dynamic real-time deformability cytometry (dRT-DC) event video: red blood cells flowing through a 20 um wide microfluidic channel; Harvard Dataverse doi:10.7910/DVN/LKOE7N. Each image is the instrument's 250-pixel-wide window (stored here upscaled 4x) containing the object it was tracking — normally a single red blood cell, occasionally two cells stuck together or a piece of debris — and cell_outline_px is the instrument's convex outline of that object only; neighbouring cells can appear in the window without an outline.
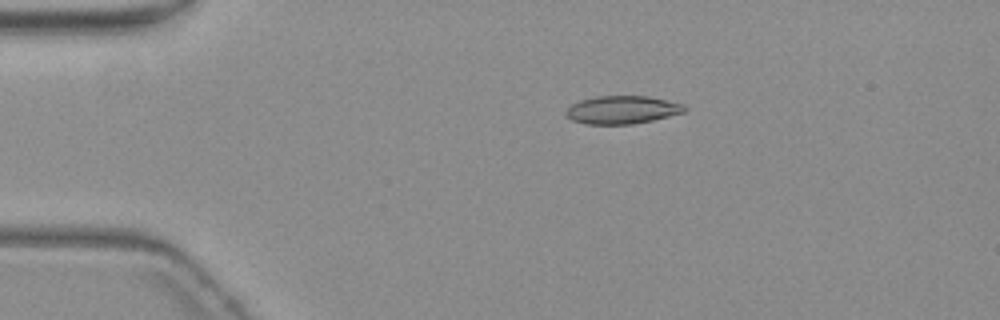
{"species": "common noctule bat (a hibernating species)", "species_latin": "Nyctalus noctula", "temperature_condition": "warm", "stored_images_in_passage": 9, "camera_frame_rate_fps": 3000, "um_per_image_px": 0.085, "animal": {"sex": "female", "body_mass_g": 19.3, "forearm_length_mm": 54.1}, "frame": {"image": 1, "passage_image": 4, "time_ms": 3.667, "image_size_px": [1000, 320], "cell_outline_px": [[688, 108], [684, 112], [652, 120], [632, 124], [588, 124], [572, 120], [564, 116], [564, 112], [572, 104], [580, 100], [596, 96], [648, 96], [684, 104]], "centroid_in_image_um": [52.86, 9.33], "position_along_channel_um": 32.1, "area_um2": 19.36}}
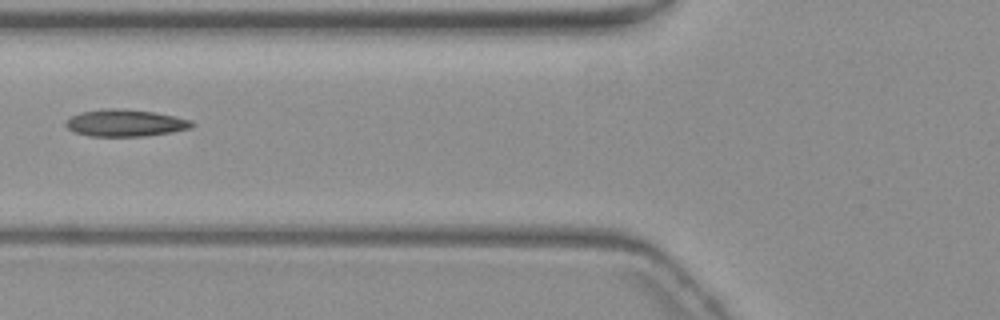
{"frame": {"image": 2, "passage_image": 7, "time_ms": 7.333, "image_size_px": [1000, 320], "cell_outline_px": [[196, 124], [188, 128], [172, 132], [144, 136], [88, 136], [72, 132], [64, 124], [72, 116], [80, 112], [108, 108], [120, 108], [156, 112], [192, 120]], "centroid_in_image_um": [10.64, 10.45], "position_along_channel_um": 115.2, "area_um2": 19.88}}
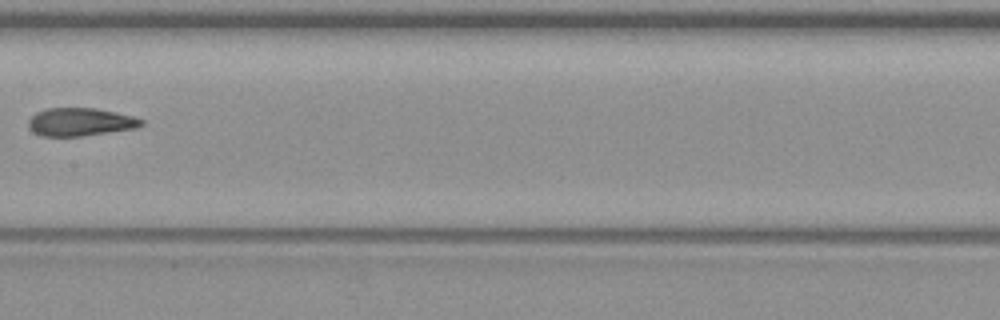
{"frame": {"image": 3, "passage_image": 9, "time_ms": 9.667, "image_size_px": [1000, 320], "cell_outline_px": [[144, 124], [136, 128], [80, 136], [40, 136], [32, 132], [28, 128], [28, 120], [36, 112], [48, 108], [96, 108], [132, 116], [144, 120]], "centroid_in_image_um": [6.78, 10.37], "position_along_channel_um": 200.6, "area_um2": 18.44}}